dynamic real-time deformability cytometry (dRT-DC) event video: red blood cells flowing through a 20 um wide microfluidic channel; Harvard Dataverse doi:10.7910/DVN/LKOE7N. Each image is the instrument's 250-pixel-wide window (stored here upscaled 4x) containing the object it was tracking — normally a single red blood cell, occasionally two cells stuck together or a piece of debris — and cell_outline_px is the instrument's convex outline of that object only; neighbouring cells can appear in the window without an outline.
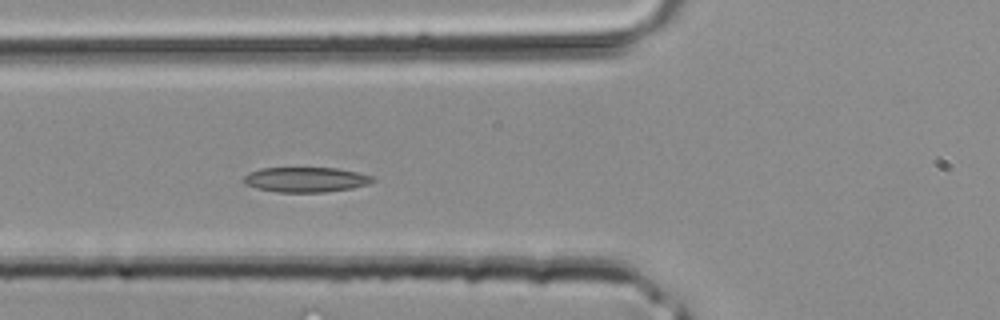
{"species": "common noctule bat (a hibernating species)", "species_latin": "Nyctalus noctula", "temperature_condition": "room temperature", "stored_images_in_passage": 37, "camera_frame_rate_fps": 3000, "um_per_image_px": 0.085, "animal": {"sex": "male", "body_mass_g": 20.4}, "frame": {"image": 1, "passage_image": 12, "time_ms": 3.667, "image_size_px": [1000, 320], "cell_outline_px": [[376, 180], [368, 184], [352, 188], [324, 192], [276, 192], [256, 188], [244, 184], [244, 176], [248, 172], [260, 168], [336, 168], [376, 176]], "centroid_in_image_um": [25.99, 15.26], "position_along_channel_um": 99.8, "area_um2": 18.9}}
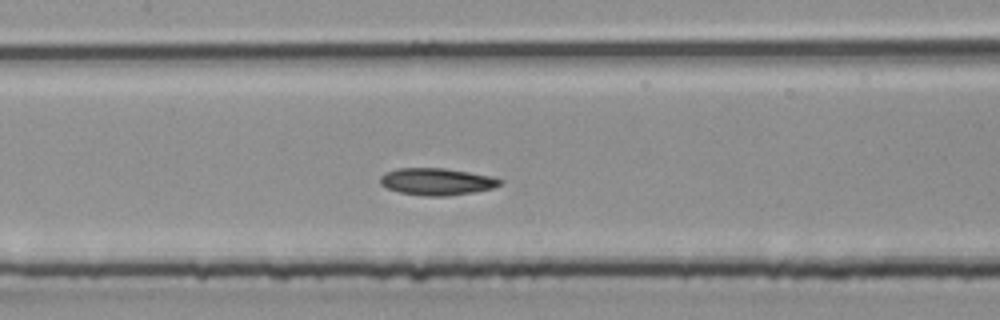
{"frame": {"image": 2, "passage_image": 16, "time_ms": 5.0, "image_size_px": [1000, 320], "cell_outline_px": [[504, 184], [492, 188], [472, 192], [444, 196], [424, 196], [400, 192], [388, 188], [380, 184], [380, 176], [384, 172], [396, 168], [444, 168], [492, 176], [504, 180]], "centroid_in_image_um": [37.13, 15.43], "position_along_channel_um": 170.3, "area_um2": 18.9}}
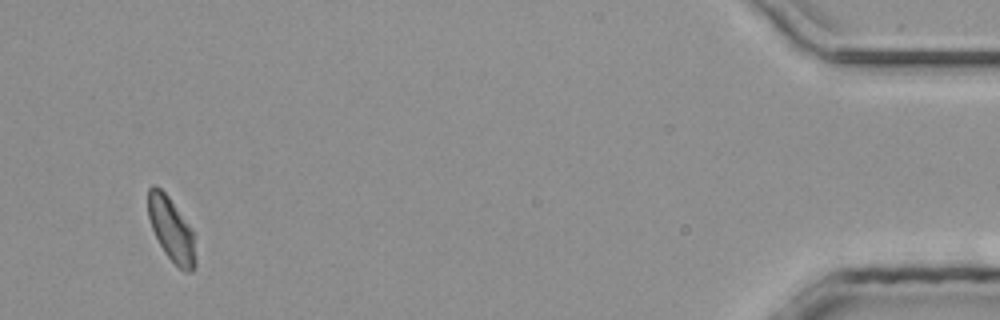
{"frame": {"image": 3, "passage_image": 35, "time_ms": 11.333, "image_size_px": [1000, 320], "cell_outline_px": [[196, 264], [192, 272], [184, 272], [164, 252], [152, 228], [148, 216], [148, 188], [152, 184], [156, 184], [168, 196], [192, 228], [196, 260]], "centroid_in_image_um": [14.57, 19.49], "position_along_channel_um": 420.6, "area_um2": 17.57}}